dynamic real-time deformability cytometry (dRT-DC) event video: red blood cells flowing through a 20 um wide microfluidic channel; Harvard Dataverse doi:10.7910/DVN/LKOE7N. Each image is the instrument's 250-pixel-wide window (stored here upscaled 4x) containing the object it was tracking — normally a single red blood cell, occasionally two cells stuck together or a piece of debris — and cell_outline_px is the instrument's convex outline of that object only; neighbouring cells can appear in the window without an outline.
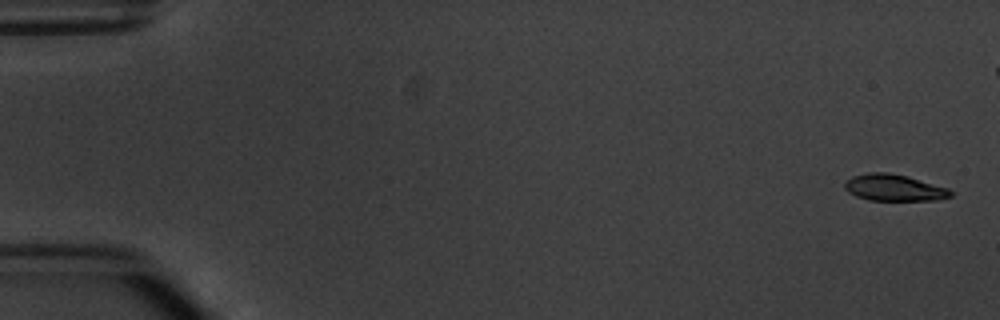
{"species": "common noctule bat (a hibernating species)", "species_latin": "Nyctalus noctula", "temperature_condition": "warm", "stored_images_in_passage": 5, "camera_frame_rate_fps": 3000, "um_per_image_px": 0.085, "animal": {"sex": "male", "body_mass_g": 20.1, "forearm_length_mm": 53.5}, "frame": {"image": 1, "passage_image": 1, "time_ms": 0.0, "image_size_px": [1000, 320], "cell_outline_px": [[956, 192], [952, 196], [940, 200], [868, 200], [856, 196], [848, 192], [844, 188], [844, 180], [852, 176], [868, 172], [888, 172], [908, 176], [948, 188]], "centroid_in_image_um": [76.0, 15.95], "position_along_channel_um": 9.0, "area_um2": 16.7}}